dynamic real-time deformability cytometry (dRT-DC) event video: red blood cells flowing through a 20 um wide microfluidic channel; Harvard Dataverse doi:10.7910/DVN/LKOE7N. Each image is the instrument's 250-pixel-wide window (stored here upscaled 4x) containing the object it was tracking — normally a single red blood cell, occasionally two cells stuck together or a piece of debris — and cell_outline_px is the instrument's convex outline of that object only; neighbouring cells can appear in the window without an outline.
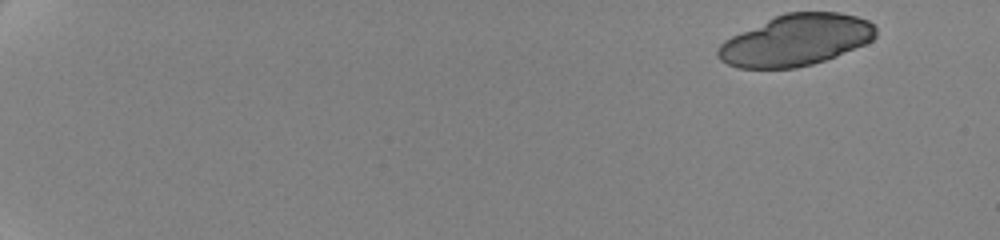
{"species": "human", "species_latin": "Homo sapiens", "temperature_condition": "cold", "stored_images_in_passage": 22, "camera_frame_rate_fps": 3000, "um_per_image_px": 0.085, "donor": {"sex": "female"}, "frame": {"image": 1, "passage_image": 1, "time_ms": 0.0, "image_size_px": [1000, 240], "cell_outline_px": [[876, 36], [872, 40], [864, 44], [836, 56], [812, 64], [796, 68], [736, 68], [720, 60], [716, 56], [716, 52], [720, 44], [724, 40], [732, 36], [776, 16], [788, 12], [840, 12], [856, 16], [868, 20], [876, 28]], "centroid_in_image_um": [67.65, 3.42], "position_along_channel_um": 17.4, "area_um2": 46.88}}
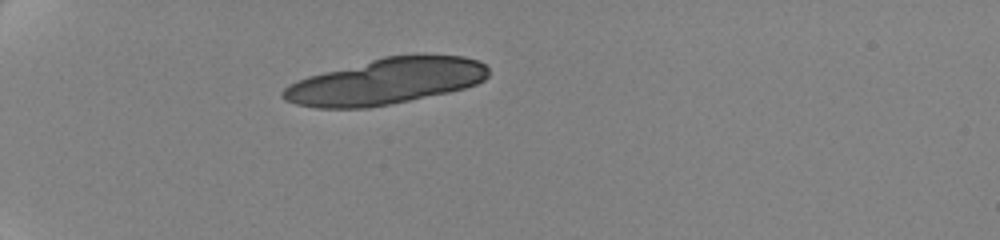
{"frame": {"image": 2, "passage_image": 17, "time_ms": 5.0, "image_size_px": [1000, 240], "cell_outline_px": [[488, 76], [484, 80], [476, 84], [464, 88], [448, 92], [392, 104], [368, 108], [316, 108], [296, 104], [284, 100], [280, 96], [280, 92], [288, 84], [308, 76], [384, 56], [420, 52], [464, 56], [476, 60], [484, 64], [488, 68]], "centroid_in_image_um": [32.82, 6.89], "position_along_channel_um": 52.2, "area_um2": 55.83}}